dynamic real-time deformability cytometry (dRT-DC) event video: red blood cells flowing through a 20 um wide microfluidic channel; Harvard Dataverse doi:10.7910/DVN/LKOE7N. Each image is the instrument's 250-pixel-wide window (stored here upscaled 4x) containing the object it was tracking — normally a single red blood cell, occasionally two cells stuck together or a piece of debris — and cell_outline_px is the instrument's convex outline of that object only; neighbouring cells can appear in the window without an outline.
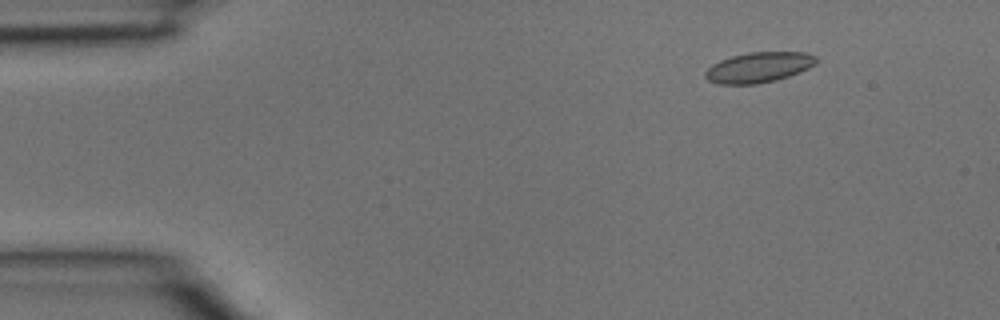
{"species": "common noctule bat (a hibernating species)", "species_latin": "Nyctalus noctula", "temperature_condition": "room temperature", "stored_images_in_passage": 39, "camera_frame_rate_fps": 3000, "um_per_image_px": 0.085, "animal": {"sex": "male", "body_mass_g": 15.6}, "frame": {"image": 1, "passage_image": 5, "time_ms": 1.333, "image_size_px": [1000, 320], "cell_outline_px": [[816, 64], [800, 72], [776, 80], [756, 84], [720, 84], [708, 80], [704, 76], [704, 72], [712, 64], [720, 60], [732, 56], [748, 52], [804, 52], [816, 56]], "centroid_in_image_um": [64.48, 5.72], "position_along_channel_um": 20.5, "area_um2": 19.59}}
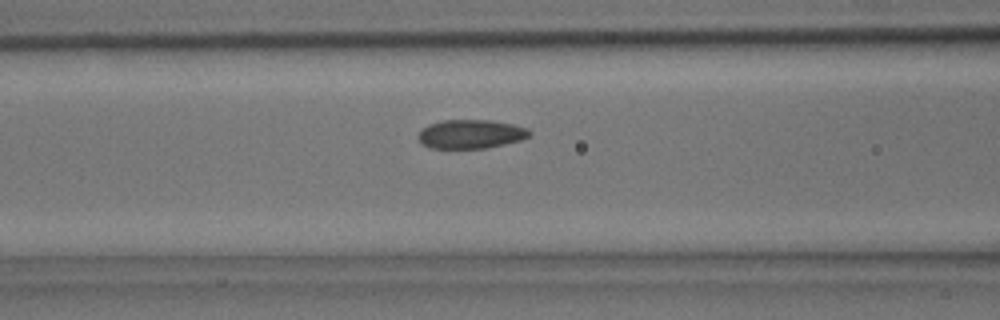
{"frame": {"image": 2, "passage_image": 16, "time_ms": 5.0, "image_size_px": [1000, 320], "cell_outline_px": [[532, 132], [528, 136], [520, 140], [488, 148], [428, 148], [420, 144], [420, 132], [428, 124], [444, 120], [492, 120], [512, 124], [528, 128]], "centroid_in_image_um": [40.03, 11.4], "position_along_channel_um": 126.6, "area_um2": 18.67}}
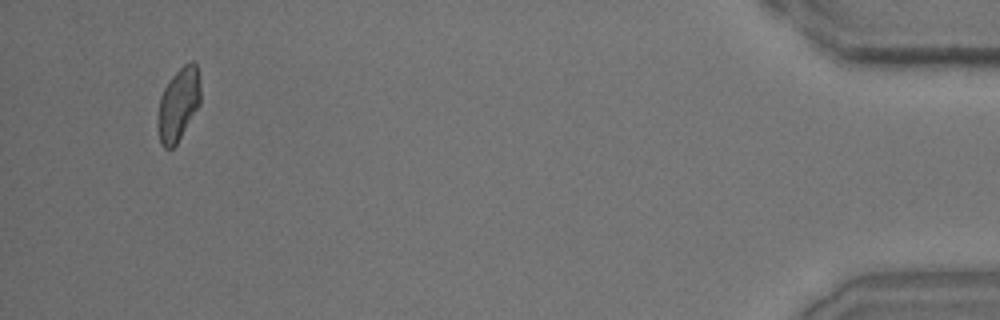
{"frame": {"image": 3, "passage_image": 38, "time_ms": 12.333, "image_size_px": [1000, 320], "cell_outline_px": [[200, 104], [176, 144], [172, 148], [164, 148], [160, 144], [156, 124], [160, 96], [168, 80], [184, 64], [192, 60], [196, 64], [200, 76]], "centroid_in_image_um": [15.15, 8.86], "position_along_channel_um": 420.1, "area_um2": 18.38}}